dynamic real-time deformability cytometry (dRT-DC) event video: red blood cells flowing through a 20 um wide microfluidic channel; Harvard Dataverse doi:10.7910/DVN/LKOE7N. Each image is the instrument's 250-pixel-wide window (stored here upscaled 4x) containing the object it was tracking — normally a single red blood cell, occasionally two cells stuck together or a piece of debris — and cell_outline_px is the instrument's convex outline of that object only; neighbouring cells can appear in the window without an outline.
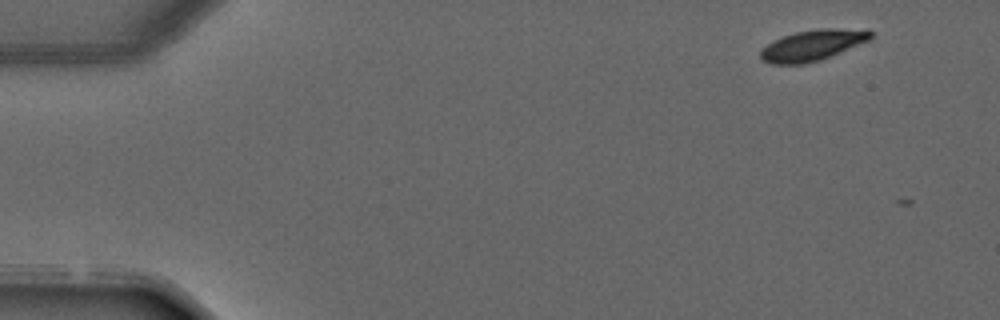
{"species": "common noctule bat (a hibernating species)", "species_latin": "Nyctalus noctula", "temperature_condition": "warm", "stored_images_in_passage": 4, "camera_frame_rate_fps": 3000, "um_per_image_px": 0.085, "animal": {"sex": "male", "forearm_length_mm": 52.5}, "frame": {"image": 1, "passage_image": 1, "time_ms": 0.0, "image_size_px": [1000, 320], "cell_outline_px": [[872, 36], [868, 40], [820, 60], [804, 64], [768, 64], [760, 56], [760, 52], [768, 44], [784, 36], [796, 32], [820, 28], [836, 28], [872, 32]], "centroid_in_image_um": [69.01, 3.86], "position_along_channel_um": 16.0, "area_um2": 19.13}}